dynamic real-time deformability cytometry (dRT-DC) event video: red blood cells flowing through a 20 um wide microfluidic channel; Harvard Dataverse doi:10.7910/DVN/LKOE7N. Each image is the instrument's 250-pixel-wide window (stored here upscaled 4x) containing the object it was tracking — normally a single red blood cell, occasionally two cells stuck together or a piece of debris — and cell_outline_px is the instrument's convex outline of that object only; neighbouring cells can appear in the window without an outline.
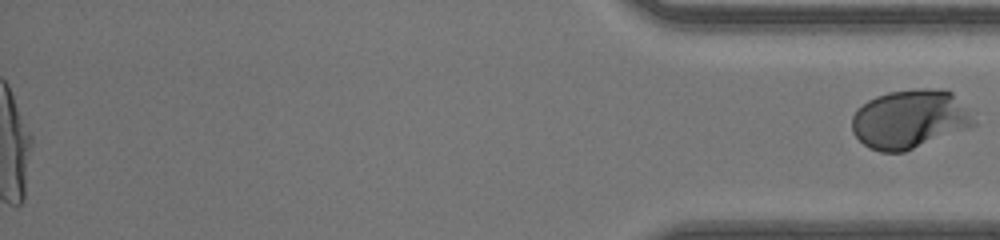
{"species": "human", "species_latin": "Homo sapiens", "temperature_condition": "room temperature", "stored_images_in_passage": 53, "segment_of_instrument_passage": [2, 2], "camera_frame_rate_fps": 3000, "um_per_image_px": 0.085, "donor": {"sex": "male"}, "frame": {"image": 1, "passage_image": 53, "time_ms": 17.333, "image_size_px": [1000, 240], "cell_outline_px": [[976, 124], [968, 128], [904, 152], [880, 152], [868, 148], [852, 132], [852, 116], [868, 100], [876, 96], [888, 92], [916, 88], [944, 88], [952, 92]], "centroid_in_image_um": [77.28, 10.12], "position_along_channel_um": 357.9, "area_um2": 41.33}}